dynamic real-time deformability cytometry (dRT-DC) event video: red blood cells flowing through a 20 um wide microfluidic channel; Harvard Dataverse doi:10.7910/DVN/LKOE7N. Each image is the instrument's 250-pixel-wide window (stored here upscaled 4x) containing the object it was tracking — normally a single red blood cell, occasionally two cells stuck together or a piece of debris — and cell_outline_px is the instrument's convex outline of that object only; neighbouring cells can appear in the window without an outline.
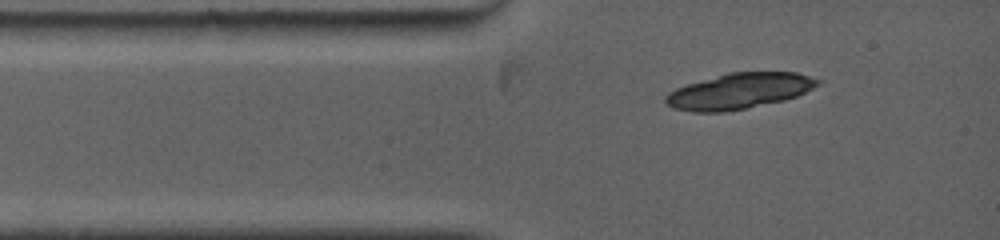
{"species": "common noctule bat (a hibernating species)", "species_latin": "Nyctalus noctula", "temperature_condition": "warm", "stored_images_in_passage": 1, "camera_frame_rate_fps": 5000, "um_per_image_px": 0.085, "animal": {"sex": "female", "body_mass_g": 19.0, "forearm_length_mm": 53.3}, "frame": {"image": 1, "passage_image": 1, "time_ms": 0.0, "image_size_px": [1000, 240], "cell_outline_px": [[824, 80], [820, 84], [796, 96], [784, 100], [748, 108], [724, 112], [692, 112], [672, 108], [664, 104], [664, 96], [668, 92], [676, 88], [688, 84], [728, 72], [796, 72]], "centroid_in_image_um": [62.81, 7.74], "position_along_channel_um": 22.2, "area_um2": 31.85}}